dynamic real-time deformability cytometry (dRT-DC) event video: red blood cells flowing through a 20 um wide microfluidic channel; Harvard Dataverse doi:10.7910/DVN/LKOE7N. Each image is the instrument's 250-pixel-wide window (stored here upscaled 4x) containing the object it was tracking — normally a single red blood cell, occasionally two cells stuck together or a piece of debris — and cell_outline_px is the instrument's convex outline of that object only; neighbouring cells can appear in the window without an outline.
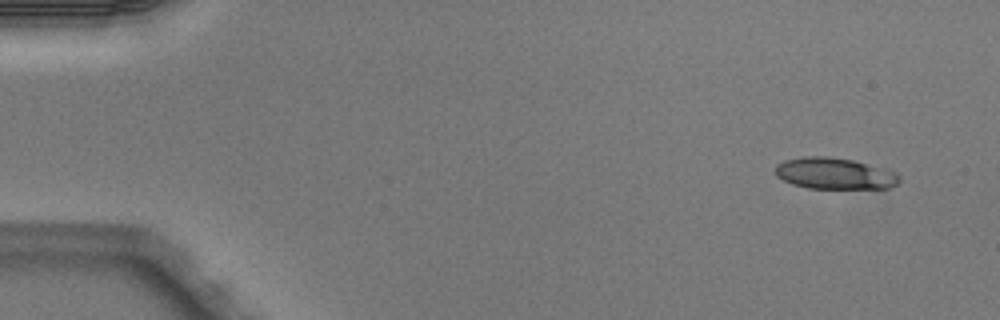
{"species": "Egyptian fruit bat (a non-hibernating species)", "species_latin": "Rousettus aegyptiacus", "temperature_condition": "warm", "stored_images_in_passage": 5, "camera_frame_rate_fps": 3000, "um_per_image_px": 0.085, "animal": {"sex": "male"}, "frame": {"image": 1, "passage_image": 1, "time_ms": 0.0, "image_size_px": [1000, 320], "cell_outline_px": [[900, 180], [896, 184], [888, 188], [808, 188], [792, 184], [776, 176], [776, 164], [784, 160], [804, 156], [824, 156], [852, 160], [884, 168], [896, 172], [900, 176]], "centroid_in_image_um": [70.93, 14.74], "position_along_channel_um": 14.1, "area_um2": 22.6}}
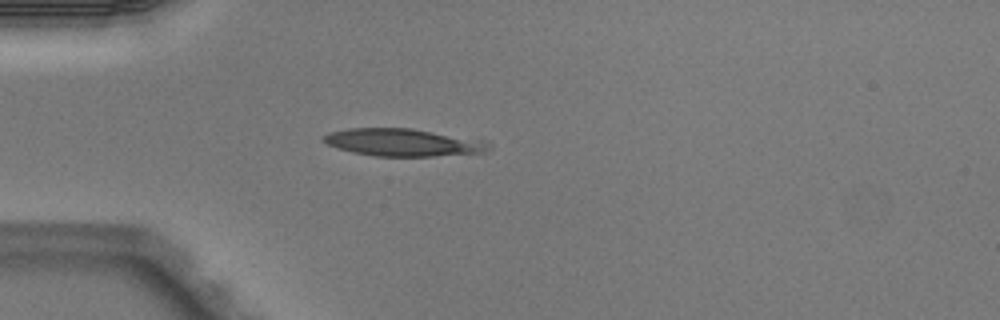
{"frame": {"image": 2, "passage_image": 4, "time_ms": 1.0, "image_size_px": [1000, 320], "cell_outline_px": [[492, 148], [488, 152], [432, 156], [376, 156], [352, 152], [336, 148], [328, 144], [324, 140], [324, 136], [328, 132], [348, 128], [412, 128], [488, 140]], "centroid_in_image_um": [34.34, 12.1], "position_along_channel_um": 50.7, "area_um2": 26.76}}